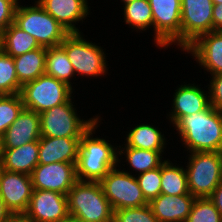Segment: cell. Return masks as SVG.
I'll return each mask as SVG.
<instances>
[{
  "label": "cell",
  "mask_w": 222,
  "mask_h": 222,
  "mask_svg": "<svg viewBox=\"0 0 222 222\" xmlns=\"http://www.w3.org/2000/svg\"><path fill=\"white\" fill-rule=\"evenodd\" d=\"M40 47L32 35L21 30L14 23L1 33V50L9 56L16 57Z\"/></svg>",
  "instance_id": "23"
},
{
  "label": "cell",
  "mask_w": 222,
  "mask_h": 222,
  "mask_svg": "<svg viewBox=\"0 0 222 222\" xmlns=\"http://www.w3.org/2000/svg\"><path fill=\"white\" fill-rule=\"evenodd\" d=\"M212 2H213L214 4H221V3H222V0H212Z\"/></svg>",
  "instance_id": "42"
},
{
  "label": "cell",
  "mask_w": 222,
  "mask_h": 222,
  "mask_svg": "<svg viewBox=\"0 0 222 222\" xmlns=\"http://www.w3.org/2000/svg\"><path fill=\"white\" fill-rule=\"evenodd\" d=\"M12 217V214L7 210L0 197V222H7Z\"/></svg>",
  "instance_id": "38"
},
{
  "label": "cell",
  "mask_w": 222,
  "mask_h": 222,
  "mask_svg": "<svg viewBox=\"0 0 222 222\" xmlns=\"http://www.w3.org/2000/svg\"><path fill=\"white\" fill-rule=\"evenodd\" d=\"M81 137H46L39 139L38 165L57 162L76 163Z\"/></svg>",
  "instance_id": "17"
},
{
  "label": "cell",
  "mask_w": 222,
  "mask_h": 222,
  "mask_svg": "<svg viewBox=\"0 0 222 222\" xmlns=\"http://www.w3.org/2000/svg\"><path fill=\"white\" fill-rule=\"evenodd\" d=\"M46 47H40L13 57L16 74L21 85L45 74Z\"/></svg>",
  "instance_id": "22"
},
{
  "label": "cell",
  "mask_w": 222,
  "mask_h": 222,
  "mask_svg": "<svg viewBox=\"0 0 222 222\" xmlns=\"http://www.w3.org/2000/svg\"><path fill=\"white\" fill-rule=\"evenodd\" d=\"M0 50H1V33H0Z\"/></svg>",
  "instance_id": "44"
},
{
  "label": "cell",
  "mask_w": 222,
  "mask_h": 222,
  "mask_svg": "<svg viewBox=\"0 0 222 222\" xmlns=\"http://www.w3.org/2000/svg\"><path fill=\"white\" fill-rule=\"evenodd\" d=\"M221 214L209 198H196L185 222H220Z\"/></svg>",
  "instance_id": "31"
},
{
  "label": "cell",
  "mask_w": 222,
  "mask_h": 222,
  "mask_svg": "<svg viewBox=\"0 0 222 222\" xmlns=\"http://www.w3.org/2000/svg\"><path fill=\"white\" fill-rule=\"evenodd\" d=\"M213 31H222V3L213 6Z\"/></svg>",
  "instance_id": "36"
},
{
  "label": "cell",
  "mask_w": 222,
  "mask_h": 222,
  "mask_svg": "<svg viewBox=\"0 0 222 222\" xmlns=\"http://www.w3.org/2000/svg\"><path fill=\"white\" fill-rule=\"evenodd\" d=\"M45 74L66 83L72 88L70 78L74 76L75 71L66 51L60 45L46 48Z\"/></svg>",
  "instance_id": "25"
},
{
  "label": "cell",
  "mask_w": 222,
  "mask_h": 222,
  "mask_svg": "<svg viewBox=\"0 0 222 222\" xmlns=\"http://www.w3.org/2000/svg\"><path fill=\"white\" fill-rule=\"evenodd\" d=\"M44 10L53 16L69 33H79L74 23L89 15L87 0H37Z\"/></svg>",
  "instance_id": "18"
},
{
  "label": "cell",
  "mask_w": 222,
  "mask_h": 222,
  "mask_svg": "<svg viewBox=\"0 0 222 222\" xmlns=\"http://www.w3.org/2000/svg\"><path fill=\"white\" fill-rule=\"evenodd\" d=\"M23 216L32 222H62L69 216L67 195L56 191L33 190Z\"/></svg>",
  "instance_id": "13"
},
{
  "label": "cell",
  "mask_w": 222,
  "mask_h": 222,
  "mask_svg": "<svg viewBox=\"0 0 222 222\" xmlns=\"http://www.w3.org/2000/svg\"><path fill=\"white\" fill-rule=\"evenodd\" d=\"M184 51L194 55L211 76L222 74V31L200 35Z\"/></svg>",
  "instance_id": "15"
},
{
  "label": "cell",
  "mask_w": 222,
  "mask_h": 222,
  "mask_svg": "<svg viewBox=\"0 0 222 222\" xmlns=\"http://www.w3.org/2000/svg\"><path fill=\"white\" fill-rule=\"evenodd\" d=\"M209 199L214 203L216 209L220 212L222 216V181L213 191Z\"/></svg>",
  "instance_id": "37"
},
{
  "label": "cell",
  "mask_w": 222,
  "mask_h": 222,
  "mask_svg": "<svg viewBox=\"0 0 222 222\" xmlns=\"http://www.w3.org/2000/svg\"><path fill=\"white\" fill-rule=\"evenodd\" d=\"M124 6L125 24L140 31L147 30L150 26L153 27V15L149 0H134Z\"/></svg>",
  "instance_id": "28"
},
{
  "label": "cell",
  "mask_w": 222,
  "mask_h": 222,
  "mask_svg": "<svg viewBox=\"0 0 222 222\" xmlns=\"http://www.w3.org/2000/svg\"><path fill=\"white\" fill-rule=\"evenodd\" d=\"M136 179L148 203L161 194V166L138 174Z\"/></svg>",
  "instance_id": "32"
},
{
  "label": "cell",
  "mask_w": 222,
  "mask_h": 222,
  "mask_svg": "<svg viewBox=\"0 0 222 222\" xmlns=\"http://www.w3.org/2000/svg\"><path fill=\"white\" fill-rule=\"evenodd\" d=\"M209 88L210 105L222 111V74L212 76Z\"/></svg>",
  "instance_id": "35"
},
{
  "label": "cell",
  "mask_w": 222,
  "mask_h": 222,
  "mask_svg": "<svg viewBox=\"0 0 222 222\" xmlns=\"http://www.w3.org/2000/svg\"><path fill=\"white\" fill-rule=\"evenodd\" d=\"M149 3L156 45L166 48L176 42L181 48V0H149Z\"/></svg>",
  "instance_id": "10"
},
{
  "label": "cell",
  "mask_w": 222,
  "mask_h": 222,
  "mask_svg": "<svg viewBox=\"0 0 222 222\" xmlns=\"http://www.w3.org/2000/svg\"><path fill=\"white\" fill-rule=\"evenodd\" d=\"M113 222H159L149 204L114 211Z\"/></svg>",
  "instance_id": "33"
},
{
  "label": "cell",
  "mask_w": 222,
  "mask_h": 222,
  "mask_svg": "<svg viewBox=\"0 0 222 222\" xmlns=\"http://www.w3.org/2000/svg\"><path fill=\"white\" fill-rule=\"evenodd\" d=\"M39 141H33L20 147L3 149L0 167L7 171L31 175L38 165Z\"/></svg>",
  "instance_id": "21"
},
{
  "label": "cell",
  "mask_w": 222,
  "mask_h": 222,
  "mask_svg": "<svg viewBox=\"0 0 222 222\" xmlns=\"http://www.w3.org/2000/svg\"><path fill=\"white\" fill-rule=\"evenodd\" d=\"M7 222H32L23 215L12 216Z\"/></svg>",
  "instance_id": "39"
},
{
  "label": "cell",
  "mask_w": 222,
  "mask_h": 222,
  "mask_svg": "<svg viewBox=\"0 0 222 222\" xmlns=\"http://www.w3.org/2000/svg\"><path fill=\"white\" fill-rule=\"evenodd\" d=\"M21 87L13 57L0 50V95L19 94Z\"/></svg>",
  "instance_id": "29"
},
{
  "label": "cell",
  "mask_w": 222,
  "mask_h": 222,
  "mask_svg": "<svg viewBox=\"0 0 222 222\" xmlns=\"http://www.w3.org/2000/svg\"><path fill=\"white\" fill-rule=\"evenodd\" d=\"M18 0H0V33L14 23Z\"/></svg>",
  "instance_id": "34"
},
{
  "label": "cell",
  "mask_w": 222,
  "mask_h": 222,
  "mask_svg": "<svg viewBox=\"0 0 222 222\" xmlns=\"http://www.w3.org/2000/svg\"><path fill=\"white\" fill-rule=\"evenodd\" d=\"M70 98L66 103L40 113V133L46 137H82L98 120L80 119Z\"/></svg>",
  "instance_id": "7"
},
{
  "label": "cell",
  "mask_w": 222,
  "mask_h": 222,
  "mask_svg": "<svg viewBox=\"0 0 222 222\" xmlns=\"http://www.w3.org/2000/svg\"><path fill=\"white\" fill-rule=\"evenodd\" d=\"M165 142V137L157 128L153 125L141 124L128 133L124 146L159 151L162 154Z\"/></svg>",
  "instance_id": "24"
},
{
  "label": "cell",
  "mask_w": 222,
  "mask_h": 222,
  "mask_svg": "<svg viewBox=\"0 0 222 222\" xmlns=\"http://www.w3.org/2000/svg\"><path fill=\"white\" fill-rule=\"evenodd\" d=\"M23 108L20 94L0 95V137L17 119Z\"/></svg>",
  "instance_id": "30"
},
{
  "label": "cell",
  "mask_w": 222,
  "mask_h": 222,
  "mask_svg": "<svg viewBox=\"0 0 222 222\" xmlns=\"http://www.w3.org/2000/svg\"><path fill=\"white\" fill-rule=\"evenodd\" d=\"M161 180V194L177 196L190 193L186 170L173 166L168 160L161 164Z\"/></svg>",
  "instance_id": "26"
},
{
  "label": "cell",
  "mask_w": 222,
  "mask_h": 222,
  "mask_svg": "<svg viewBox=\"0 0 222 222\" xmlns=\"http://www.w3.org/2000/svg\"><path fill=\"white\" fill-rule=\"evenodd\" d=\"M124 149H118V155L125 153L127 162L135 169V171H139V174L158 168L164 162V160H161L162 154L159 151L145 150L129 146H125Z\"/></svg>",
  "instance_id": "27"
},
{
  "label": "cell",
  "mask_w": 222,
  "mask_h": 222,
  "mask_svg": "<svg viewBox=\"0 0 222 222\" xmlns=\"http://www.w3.org/2000/svg\"><path fill=\"white\" fill-rule=\"evenodd\" d=\"M67 199L70 216L84 222H113L114 211L99 181L78 180Z\"/></svg>",
  "instance_id": "3"
},
{
  "label": "cell",
  "mask_w": 222,
  "mask_h": 222,
  "mask_svg": "<svg viewBox=\"0 0 222 222\" xmlns=\"http://www.w3.org/2000/svg\"><path fill=\"white\" fill-rule=\"evenodd\" d=\"M62 222H84L83 220L77 219L73 216H68L66 219H64Z\"/></svg>",
  "instance_id": "40"
},
{
  "label": "cell",
  "mask_w": 222,
  "mask_h": 222,
  "mask_svg": "<svg viewBox=\"0 0 222 222\" xmlns=\"http://www.w3.org/2000/svg\"><path fill=\"white\" fill-rule=\"evenodd\" d=\"M79 33H69L60 44L66 51L75 74L98 77L106 74V56L100 46L86 41Z\"/></svg>",
  "instance_id": "8"
},
{
  "label": "cell",
  "mask_w": 222,
  "mask_h": 222,
  "mask_svg": "<svg viewBox=\"0 0 222 222\" xmlns=\"http://www.w3.org/2000/svg\"><path fill=\"white\" fill-rule=\"evenodd\" d=\"M195 199L190 193L177 196L160 194L148 204L159 222H185Z\"/></svg>",
  "instance_id": "19"
},
{
  "label": "cell",
  "mask_w": 222,
  "mask_h": 222,
  "mask_svg": "<svg viewBox=\"0 0 222 222\" xmlns=\"http://www.w3.org/2000/svg\"><path fill=\"white\" fill-rule=\"evenodd\" d=\"M190 154L185 169L190 194L195 198H209L222 181V152Z\"/></svg>",
  "instance_id": "5"
},
{
  "label": "cell",
  "mask_w": 222,
  "mask_h": 222,
  "mask_svg": "<svg viewBox=\"0 0 222 222\" xmlns=\"http://www.w3.org/2000/svg\"><path fill=\"white\" fill-rule=\"evenodd\" d=\"M35 6L18 4L14 24L32 35L42 47L59 46L69 32L36 1Z\"/></svg>",
  "instance_id": "4"
},
{
  "label": "cell",
  "mask_w": 222,
  "mask_h": 222,
  "mask_svg": "<svg viewBox=\"0 0 222 222\" xmlns=\"http://www.w3.org/2000/svg\"><path fill=\"white\" fill-rule=\"evenodd\" d=\"M122 1L124 2V5H125V4H128V3H130V2H132L134 0H122Z\"/></svg>",
  "instance_id": "43"
},
{
  "label": "cell",
  "mask_w": 222,
  "mask_h": 222,
  "mask_svg": "<svg viewBox=\"0 0 222 222\" xmlns=\"http://www.w3.org/2000/svg\"><path fill=\"white\" fill-rule=\"evenodd\" d=\"M212 0H181V49L213 31Z\"/></svg>",
  "instance_id": "11"
},
{
  "label": "cell",
  "mask_w": 222,
  "mask_h": 222,
  "mask_svg": "<svg viewBox=\"0 0 222 222\" xmlns=\"http://www.w3.org/2000/svg\"><path fill=\"white\" fill-rule=\"evenodd\" d=\"M174 93L173 111L170 120L173 125L183 116L206 110L210 106V97L194 84L181 85Z\"/></svg>",
  "instance_id": "20"
},
{
  "label": "cell",
  "mask_w": 222,
  "mask_h": 222,
  "mask_svg": "<svg viewBox=\"0 0 222 222\" xmlns=\"http://www.w3.org/2000/svg\"><path fill=\"white\" fill-rule=\"evenodd\" d=\"M34 190L56 191L67 195L78 181L76 163L57 162L37 165L31 174Z\"/></svg>",
  "instance_id": "14"
},
{
  "label": "cell",
  "mask_w": 222,
  "mask_h": 222,
  "mask_svg": "<svg viewBox=\"0 0 222 222\" xmlns=\"http://www.w3.org/2000/svg\"><path fill=\"white\" fill-rule=\"evenodd\" d=\"M33 190L31 175L0 167V197L12 216L24 215Z\"/></svg>",
  "instance_id": "12"
},
{
  "label": "cell",
  "mask_w": 222,
  "mask_h": 222,
  "mask_svg": "<svg viewBox=\"0 0 222 222\" xmlns=\"http://www.w3.org/2000/svg\"><path fill=\"white\" fill-rule=\"evenodd\" d=\"M99 183L113 211L148 204L136 177L126 171L114 167Z\"/></svg>",
  "instance_id": "9"
},
{
  "label": "cell",
  "mask_w": 222,
  "mask_h": 222,
  "mask_svg": "<svg viewBox=\"0 0 222 222\" xmlns=\"http://www.w3.org/2000/svg\"><path fill=\"white\" fill-rule=\"evenodd\" d=\"M73 90L66 83L43 74L37 79L22 85L20 96L24 108L40 114L54 106L66 103Z\"/></svg>",
  "instance_id": "6"
},
{
  "label": "cell",
  "mask_w": 222,
  "mask_h": 222,
  "mask_svg": "<svg viewBox=\"0 0 222 222\" xmlns=\"http://www.w3.org/2000/svg\"><path fill=\"white\" fill-rule=\"evenodd\" d=\"M40 138V115L33 110L23 108L17 119L3 134L2 147L12 149L39 141Z\"/></svg>",
  "instance_id": "16"
},
{
  "label": "cell",
  "mask_w": 222,
  "mask_h": 222,
  "mask_svg": "<svg viewBox=\"0 0 222 222\" xmlns=\"http://www.w3.org/2000/svg\"><path fill=\"white\" fill-rule=\"evenodd\" d=\"M174 126L189 152H222V111L213 106L181 117Z\"/></svg>",
  "instance_id": "1"
},
{
  "label": "cell",
  "mask_w": 222,
  "mask_h": 222,
  "mask_svg": "<svg viewBox=\"0 0 222 222\" xmlns=\"http://www.w3.org/2000/svg\"><path fill=\"white\" fill-rule=\"evenodd\" d=\"M98 122L80 139L76 162V175L80 181H100L120 162L116 147L103 138H93Z\"/></svg>",
  "instance_id": "2"
},
{
  "label": "cell",
  "mask_w": 222,
  "mask_h": 222,
  "mask_svg": "<svg viewBox=\"0 0 222 222\" xmlns=\"http://www.w3.org/2000/svg\"><path fill=\"white\" fill-rule=\"evenodd\" d=\"M2 153H3L2 137H0V163H1V160H2Z\"/></svg>",
  "instance_id": "41"
}]
</instances>
